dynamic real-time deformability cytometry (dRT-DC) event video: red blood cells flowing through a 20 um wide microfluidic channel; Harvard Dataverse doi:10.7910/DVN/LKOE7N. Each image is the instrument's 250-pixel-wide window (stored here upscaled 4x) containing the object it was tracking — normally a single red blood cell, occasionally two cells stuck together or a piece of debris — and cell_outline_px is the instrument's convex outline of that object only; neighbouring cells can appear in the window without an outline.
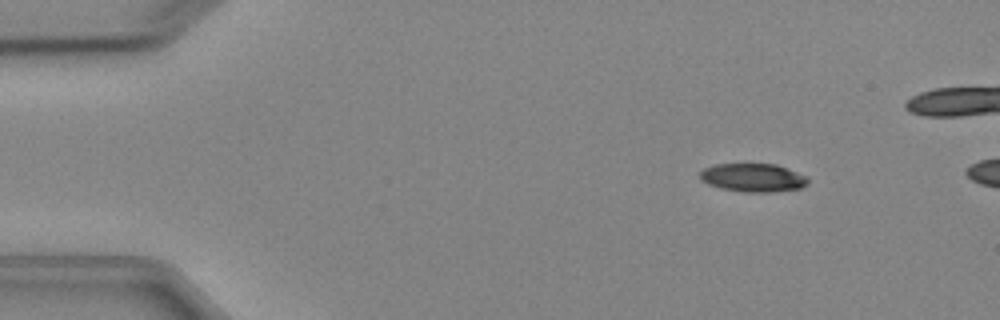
{"species": "Egyptian fruit bat (a non-hibernating species)", "species_latin": "Rousettus aegyptiacus", "temperature_condition": "cold", "stored_images_in_passage": 4, "camera_frame_rate_fps": 3000, "um_per_image_px": 0.085, "animal": {"sex": "female"}, "frame": {"image": 1, "passage_image": 2, "time_ms": 1.0, "image_size_px": [1000, 320], "cell_outline_px": [[808, 184], [800, 188], [772, 192], [744, 192], [720, 188], [708, 184], [700, 180], [700, 172], [704, 168], [716, 164], [776, 164], [808, 176]], "centroid_in_image_um": [64.01, 15.1], "position_along_channel_um": 21.0, "area_um2": 17.92}}